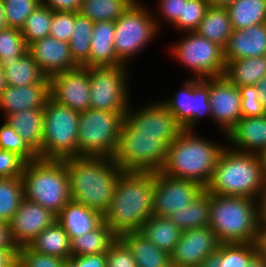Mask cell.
Masks as SVG:
<instances>
[{
  "label": "cell",
  "instance_id": "cell-24",
  "mask_svg": "<svg viewBox=\"0 0 266 267\" xmlns=\"http://www.w3.org/2000/svg\"><path fill=\"white\" fill-rule=\"evenodd\" d=\"M114 39L115 22L102 21L94 23L89 61L84 67L124 65L116 56Z\"/></svg>",
  "mask_w": 266,
  "mask_h": 267
},
{
  "label": "cell",
  "instance_id": "cell-50",
  "mask_svg": "<svg viewBox=\"0 0 266 267\" xmlns=\"http://www.w3.org/2000/svg\"><path fill=\"white\" fill-rule=\"evenodd\" d=\"M187 0H160L159 8L165 19L173 25L182 18L183 3Z\"/></svg>",
  "mask_w": 266,
  "mask_h": 267
},
{
  "label": "cell",
  "instance_id": "cell-26",
  "mask_svg": "<svg viewBox=\"0 0 266 267\" xmlns=\"http://www.w3.org/2000/svg\"><path fill=\"white\" fill-rule=\"evenodd\" d=\"M5 122L19 134L36 154L42 150L44 108H32L7 115Z\"/></svg>",
  "mask_w": 266,
  "mask_h": 267
},
{
  "label": "cell",
  "instance_id": "cell-51",
  "mask_svg": "<svg viewBox=\"0 0 266 267\" xmlns=\"http://www.w3.org/2000/svg\"><path fill=\"white\" fill-rule=\"evenodd\" d=\"M76 267H107V253L70 256Z\"/></svg>",
  "mask_w": 266,
  "mask_h": 267
},
{
  "label": "cell",
  "instance_id": "cell-35",
  "mask_svg": "<svg viewBox=\"0 0 266 267\" xmlns=\"http://www.w3.org/2000/svg\"><path fill=\"white\" fill-rule=\"evenodd\" d=\"M227 9L234 30L266 23V0H234Z\"/></svg>",
  "mask_w": 266,
  "mask_h": 267
},
{
  "label": "cell",
  "instance_id": "cell-33",
  "mask_svg": "<svg viewBox=\"0 0 266 267\" xmlns=\"http://www.w3.org/2000/svg\"><path fill=\"white\" fill-rule=\"evenodd\" d=\"M140 232L156 247L171 253L177 245L182 231L167 217L152 215Z\"/></svg>",
  "mask_w": 266,
  "mask_h": 267
},
{
  "label": "cell",
  "instance_id": "cell-11",
  "mask_svg": "<svg viewBox=\"0 0 266 267\" xmlns=\"http://www.w3.org/2000/svg\"><path fill=\"white\" fill-rule=\"evenodd\" d=\"M125 68H127L125 65L88 67L91 109L109 112L128 110V77Z\"/></svg>",
  "mask_w": 266,
  "mask_h": 267
},
{
  "label": "cell",
  "instance_id": "cell-47",
  "mask_svg": "<svg viewBox=\"0 0 266 267\" xmlns=\"http://www.w3.org/2000/svg\"><path fill=\"white\" fill-rule=\"evenodd\" d=\"M75 22V12L54 11L50 36L69 43Z\"/></svg>",
  "mask_w": 266,
  "mask_h": 267
},
{
  "label": "cell",
  "instance_id": "cell-5",
  "mask_svg": "<svg viewBox=\"0 0 266 267\" xmlns=\"http://www.w3.org/2000/svg\"><path fill=\"white\" fill-rule=\"evenodd\" d=\"M242 196L210 194L209 227L220 243H254L259 228V205Z\"/></svg>",
  "mask_w": 266,
  "mask_h": 267
},
{
  "label": "cell",
  "instance_id": "cell-42",
  "mask_svg": "<svg viewBox=\"0 0 266 267\" xmlns=\"http://www.w3.org/2000/svg\"><path fill=\"white\" fill-rule=\"evenodd\" d=\"M27 48L20 29L6 27L0 30V60H18Z\"/></svg>",
  "mask_w": 266,
  "mask_h": 267
},
{
  "label": "cell",
  "instance_id": "cell-28",
  "mask_svg": "<svg viewBox=\"0 0 266 267\" xmlns=\"http://www.w3.org/2000/svg\"><path fill=\"white\" fill-rule=\"evenodd\" d=\"M4 69L7 86H26L43 83L48 77L27 51L18 60H0Z\"/></svg>",
  "mask_w": 266,
  "mask_h": 267
},
{
  "label": "cell",
  "instance_id": "cell-56",
  "mask_svg": "<svg viewBox=\"0 0 266 267\" xmlns=\"http://www.w3.org/2000/svg\"><path fill=\"white\" fill-rule=\"evenodd\" d=\"M221 257H220V245L216 252L207 256L203 262L197 267H220Z\"/></svg>",
  "mask_w": 266,
  "mask_h": 267
},
{
  "label": "cell",
  "instance_id": "cell-7",
  "mask_svg": "<svg viewBox=\"0 0 266 267\" xmlns=\"http://www.w3.org/2000/svg\"><path fill=\"white\" fill-rule=\"evenodd\" d=\"M167 150L163 133L133 132L123 122L113 159L123 171L159 172Z\"/></svg>",
  "mask_w": 266,
  "mask_h": 267
},
{
  "label": "cell",
  "instance_id": "cell-41",
  "mask_svg": "<svg viewBox=\"0 0 266 267\" xmlns=\"http://www.w3.org/2000/svg\"><path fill=\"white\" fill-rule=\"evenodd\" d=\"M7 27L20 29L26 18L41 5V0H2Z\"/></svg>",
  "mask_w": 266,
  "mask_h": 267
},
{
  "label": "cell",
  "instance_id": "cell-59",
  "mask_svg": "<svg viewBox=\"0 0 266 267\" xmlns=\"http://www.w3.org/2000/svg\"><path fill=\"white\" fill-rule=\"evenodd\" d=\"M246 267H266V260L257 253Z\"/></svg>",
  "mask_w": 266,
  "mask_h": 267
},
{
  "label": "cell",
  "instance_id": "cell-21",
  "mask_svg": "<svg viewBox=\"0 0 266 267\" xmlns=\"http://www.w3.org/2000/svg\"><path fill=\"white\" fill-rule=\"evenodd\" d=\"M49 97V77L43 83L7 86L0 93V109L6 117L32 108H44Z\"/></svg>",
  "mask_w": 266,
  "mask_h": 267
},
{
  "label": "cell",
  "instance_id": "cell-13",
  "mask_svg": "<svg viewBox=\"0 0 266 267\" xmlns=\"http://www.w3.org/2000/svg\"><path fill=\"white\" fill-rule=\"evenodd\" d=\"M184 130H192L202 114L211 115L209 78L187 81L172 100L161 101Z\"/></svg>",
  "mask_w": 266,
  "mask_h": 267
},
{
  "label": "cell",
  "instance_id": "cell-9",
  "mask_svg": "<svg viewBox=\"0 0 266 267\" xmlns=\"http://www.w3.org/2000/svg\"><path fill=\"white\" fill-rule=\"evenodd\" d=\"M126 112L88 109L80 113L78 156L113 157Z\"/></svg>",
  "mask_w": 266,
  "mask_h": 267
},
{
  "label": "cell",
  "instance_id": "cell-27",
  "mask_svg": "<svg viewBox=\"0 0 266 267\" xmlns=\"http://www.w3.org/2000/svg\"><path fill=\"white\" fill-rule=\"evenodd\" d=\"M133 254L137 267H171L170 253L156 247L140 231L120 236Z\"/></svg>",
  "mask_w": 266,
  "mask_h": 267
},
{
  "label": "cell",
  "instance_id": "cell-3",
  "mask_svg": "<svg viewBox=\"0 0 266 267\" xmlns=\"http://www.w3.org/2000/svg\"><path fill=\"white\" fill-rule=\"evenodd\" d=\"M193 130H182L167 150L161 173L191 180L206 188L225 147L193 135Z\"/></svg>",
  "mask_w": 266,
  "mask_h": 267
},
{
  "label": "cell",
  "instance_id": "cell-16",
  "mask_svg": "<svg viewBox=\"0 0 266 267\" xmlns=\"http://www.w3.org/2000/svg\"><path fill=\"white\" fill-rule=\"evenodd\" d=\"M220 242L209 226L182 231L180 239L170 253L175 267H197L210 254L217 251Z\"/></svg>",
  "mask_w": 266,
  "mask_h": 267
},
{
  "label": "cell",
  "instance_id": "cell-1",
  "mask_svg": "<svg viewBox=\"0 0 266 267\" xmlns=\"http://www.w3.org/2000/svg\"><path fill=\"white\" fill-rule=\"evenodd\" d=\"M153 172L123 171L119 176L104 223L119 237L140 231L153 215Z\"/></svg>",
  "mask_w": 266,
  "mask_h": 267
},
{
  "label": "cell",
  "instance_id": "cell-54",
  "mask_svg": "<svg viewBox=\"0 0 266 267\" xmlns=\"http://www.w3.org/2000/svg\"><path fill=\"white\" fill-rule=\"evenodd\" d=\"M255 244L257 253L266 260V223H259Z\"/></svg>",
  "mask_w": 266,
  "mask_h": 267
},
{
  "label": "cell",
  "instance_id": "cell-55",
  "mask_svg": "<svg viewBox=\"0 0 266 267\" xmlns=\"http://www.w3.org/2000/svg\"><path fill=\"white\" fill-rule=\"evenodd\" d=\"M0 248H17L11 240L9 223L0 220Z\"/></svg>",
  "mask_w": 266,
  "mask_h": 267
},
{
  "label": "cell",
  "instance_id": "cell-38",
  "mask_svg": "<svg viewBox=\"0 0 266 267\" xmlns=\"http://www.w3.org/2000/svg\"><path fill=\"white\" fill-rule=\"evenodd\" d=\"M24 198L21 178H0V220L9 223Z\"/></svg>",
  "mask_w": 266,
  "mask_h": 267
},
{
  "label": "cell",
  "instance_id": "cell-20",
  "mask_svg": "<svg viewBox=\"0 0 266 267\" xmlns=\"http://www.w3.org/2000/svg\"><path fill=\"white\" fill-rule=\"evenodd\" d=\"M27 51L47 77L78 67L71 57L69 43L52 36L30 43Z\"/></svg>",
  "mask_w": 266,
  "mask_h": 267
},
{
  "label": "cell",
  "instance_id": "cell-49",
  "mask_svg": "<svg viewBox=\"0 0 266 267\" xmlns=\"http://www.w3.org/2000/svg\"><path fill=\"white\" fill-rule=\"evenodd\" d=\"M26 163L18 154L0 149V178H21Z\"/></svg>",
  "mask_w": 266,
  "mask_h": 267
},
{
  "label": "cell",
  "instance_id": "cell-45",
  "mask_svg": "<svg viewBox=\"0 0 266 267\" xmlns=\"http://www.w3.org/2000/svg\"><path fill=\"white\" fill-rule=\"evenodd\" d=\"M64 261L60 257L35 252L28 246L17 249V267H61Z\"/></svg>",
  "mask_w": 266,
  "mask_h": 267
},
{
  "label": "cell",
  "instance_id": "cell-32",
  "mask_svg": "<svg viewBox=\"0 0 266 267\" xmlns=\"http://www.w3.org/2000/svg\"><path fill=\"white\" fill-rule=\"evenodd\" d=\"M181 231L209 226L210 193L205 189L188 207L167 216Z\"/></svg>",
  "mask_w": 266,
  "mask_h": 267
},
{
  "label": "cell",
  "instance_id": "cell-4",
  "mask_svg": "<svg viewBox=\"0 0 266 267\" xmlns=\"http://www.w3.org/2000/svg\"><path fill=\"white\" fill-rule=\"evenodd\" d=\"M264 183L259 155L225 148L205 189L210 194L257 199V196L261 195Z\"/></svg>",
  "mask_w": 266,
  "mask_h": 267
},
{
  "label": "cell",
  "instance_id": "cell-14",
  "mask_svg": "<svg viewBox=\"0 0 266 267\" xmlns=\"http://www.w3.org/2000/svg\"><path fill=\"white\" fill-rule=\"evenodd\" d=\"M153 208L155 216H169L188 207L205 188L191 180L176 179L163 173L153 172Z\"/></svg>",
  "mask_w": 266,
  "mask_h": 267
},
{
  "label": "cell",
  "instance_id": "cell-8",
  "mask_svg": "<svg viewBox=\"0 0 266 267\" xmlns=\"http://www.w3.org/2000/svg\"><path fill=\"white\" fill-rule=\"evenodd\" d=\"M80 113L50 97L44 107L42 159H65L78 156Z\"/></svg>",
  "mask_w": 266,
  "mask_h": 267
},
{
  "label": "cell",
  "instance_id": "cell-12",
  "mask_svg": "<svg viewBox=\"0 0 266 267\" xmlns=\"http://www.w3.org/2000/svg\"><path fill=\"white\" fill-rule=\"evenodd\" d=\"M188 34L171 49L175 58L190 67L197 78L222 77L226 66L224 49L196 32Z\"/></svg>",
  "mask_w": 266,
  "mask_h": 267
},
{
  "label": "cell",
  "instance_id": "cell-15",
  "mask_svg": "<svg viewBox=\"0 0 266 267\" xmlns=\"http://www.w3.org/2000/svg\"><path fill=\"white\" fill-rule=\"evenodd\" d=\"M90 90L88 67L78 66L49 77L50 98L79 113L90 109Z\"/></svg>",
  "mask_w": 266,
  "mask_h": 267
},
{
  "label": "cell",
  "instance_id": "cell-46",
  "mask_svg": "<svg viewBox=\"0 0 266 267\" xmlns=\"http://www.w3.org/2000/svg\"><path fill=\"white\" fill-rule=\"evenodd\" d=\"M241 95L242 117H261L266 115L262 103L259 100V93L256 86L248 85L239 87Z\"/></svg>",
  "mask_w": 266,
  "mask_h": 267
},
{
  "label": "cell",
  "instance_id": "cell-62",
  "mask_svg": "<svg viewBox=\"0 0 266 267\" xmlns=\"http://www.w3.org/2000/svg\"><path fill=\"white\" fill-rule=\"evenodd\" d=\"M7 87L4 69L0 65V93Z\"/></svg>",
  "mask_w": 266,
  "mask_h": 267
},
{
  "label": "cell",
  "instance_id": "cell-60",
  "mask_svg": "<svg viewBox=\"0 0 266 267\" xmlns=\"http://www.w3.org/2000/svg\"><path fill=\"white\" fill-rule=\"evenodd\" d=\"M211 7L227 8L234 0H207Z\"/></svg>",
  "mask_w": 266,
  "mask_h": 267
},
{
  "label": "cell",
  "instance_id": "cell-2",
  "mask_svg": "<svg viewBox=\"0 0 266 267\" xmlns=\"http://www.w3.org/2000/svg\"><path fill=\"white\" fill-rule=\"evenodd\" d=\"M71 200L104 215L110 207L115 184L123 172L113 157L75 156L64 159Z\"/></svg>",
  "mask_w": 266,
  "mask_h": 267
},
{
  "label": "cell",
  "instance_id": "cell-17",
  "mask_svg": "<svg viewBox=\"0 0 266 267\" xmlns=\"http://www.w3.org/2000/svg\"><path fill=\"white\" fill-rule=\"evenodd\" d=\"M56 220L57 217L52 211L24 198L9 222L11 240L17 249L28 246L37 235Z\"/></svg>",
  "mask_w": 266,
  "mask_h": 267
},
{
  "label": "cell",
  "instance_id": "cell-36",
  "mask_svg": "<svg viewBox=\"0 0 266 267\" xmlns=\"http://www.w3.org/2000/svg\"><path fill=\"white\" fill-rule=\"evenodd\" d=\"M93 27V21L80 12H75L69 47L71 57L78 66H84L89 61Z\"/></svg>",
  "mask_w": 266,
  "mask_h": 267
},
{
  "label": "cell",
  "instance_id": "cell-52",
  "mask_svg": "<svg viewBox=\"0 0 266 267\" xmlns=\"http://www.w3.org/2000/svg\"><path fill=\"white\" fill-rule=\"evenodd\" d=\"M82 0H41L52 11L79 12Z\"/></svg>",
  "mask_w": 266,
  "mask_h": 267
},
{
  "label": "cell",
  "instance_id": "cell-43",
  "mask_svg": "<svg viewBox=\"0 0 266 267\" xmlns=\"http://www.w3.org/2000/svg\"><path fill=\"white\" fill-rule=\"evenodd\" d=\"M0 149L18 154L26 162L38 158L37 154L7 122H4L0 127Z\"/></svg>",
  "mask_w": 266,
  "mask_h": 267
},
{
  "label": "cell",
  "instance_id": "cell-29",
  "mask_svg": "<svg viewBox=\"0 0 266 267\" xmlns=\"http://www.w3.org/2000/svg\"><path fill=\"white\" fill-rule=\"evenodd\" d=\"M223 76L237 87L255 86L266 76V55L226 61Z\"/></svg>",
  "mask_w": 266,
  "mask_h": 267
},
{
  "label": "cell",
  "instance_id": "cell-31",
  "mask_svg": "<svg viewBox=\"0 0 266 267\" xmlns=\"http://www.w3.org/2000/svg\"><path fill=\"white\" fill-rule=\"evenodd\" d=\"M233 30L228 9L210 6L195 32L224 49Z\"/></svg>",
  "mask_w": 266,
  "mask_h": 267
},
{
  "label": "cell",
  "instance_id": "cell-57",
  "mask_svg": "<svg viewBox=\"0 0 266 267\" xmlns=\"http://www.w3.org/2000/svg\"><path fill=\"white\" fill-rule=\"evenodd\" d=\"M259 204V219L260 223H266V182L264 183V187L261 191Z\"/></svg>",
  "mask_w": 266,
  "mask_h": 267
},
{
  "label": "cell",
  "instance_id": "cell-39",
  "mask_svg": "<svg viewBox=\"0 0 266 267\" xmlns=\"http://www.w3.org/2000/svg\"><path fill=\"white\" fill-rule=\"evenodd\" d=\"M53 12L49 7L41 4L26 18L21 33L27 46L36 40L50 36Z\"/></svg>",
  "mask_w": 266,
  "mask_h": 267
},
{
  "label": "cell",
  "instance_id": "cell-6",
  "mask_svg": "<svg viewBox=\"0 0 266 267\" xmlns=\"http://www.w3.org/2000/svg\"><path fill=\"white\" fill-rule=\"evenodd\" d=\"M21 179L24 197L55 215L71 200L64 159L37 158L27 162Z\"/></svg>",
  "mask_w": 266,
  "mask_h": 267
},
{
  "label": "cell",
  "instance_id": "cell-48",
  "mask_svg": "<svg viewBox=\"0 0 266 267\" xmlns=\"http://www.w3.org/2000/svg\"><path fill=\"white\" fill-rule=\"evenodd\" d=\"M107 267H137L131 250L120 237L107 251Z\"/></svg>",
  "mask_w": 266,
  "mask_h": 267
},
{
  "label": "cell",
  "instance_id": "cell-23",
  "mask_svg": "<svg viewBox=\"0 0 266 267\" xmlns=\"http://www.w3.org/2000/svg\"><path fill=\"white\" fill-rule=\"evenodd\" d=\"M225 135L233 150L260 155L266 149V115L242 117Z\"/></svg>",
  "mask_w": 266,
  "mask_h": 267
},
{
  "label": "cell",
  "instance_id": "cell-19",
  "mask_svg": "<svg viewBox=\"0 0 266 267\" xmlns=\"http://www.w3.org/2000/svg\"><path fill=\"white\" fill-rule=\"evenodd\" d=\"M209 80L211 117L227 134L242 118L240 90L224 76L209 78Z\"/></svg>",
  "mask_w": 266,
  "mask_h": 267
},
{
  "label": "cell",
  "instance_id": "cell-61",
  "mask_svg": "<svg viewBox=\"0 0 266 267\" xmlns=\"http://www.w3.org/2000/svg\"><path fill=\"white\" fill-rule=\"evenodd\" d=\"M6 23H5V12H4V7L2 0H0V30L6 28Z\"/></svg>",
  "mask_w": 266,
  "mask_h": 267
},
{
  "label": "cell",
  "instance_id": "cell-22",
  "mask_svg": "<svg viewBox=\"0 0 266 267\" xmlns=\"http://www.w3.org/2000/svg\"><path fill=\"white\" fill-rule=\"evenodd\" d=\"M266 55V23L233 30L224 48L225 61Z\"/></svg>",
  "mask_w": 266,
  "mask_h": 267
},
{
  "label": "cell",
  "instance_id": "cell-40",
  "mask_svg": "<svg viewBox=\"0 0 266 267\" xmlns=\"http://www.w3.org/2000/svg\"><path fill=\"white\" fill-rule=\"evenodd\" d=\"M257 254L254 243H220V267H246Z\"/></svg>",
  "mask_w": 266,
  "mask_h": 267
},
{
  "label": "cell",
  "instance_id": "cell-25",
  "mask_svg": "<svg viewBox=\"0 0 266 267\" xmlns=\"http://www.w3.org/2000/svg\"><path fill=\"white\" fill-rule=\"evenodd\" d=\"M56 217L70 239L95 230L104 221L100 212L73 200H70Z\"/></svg>",
  "mask_w": 266,
  "mask_h": 267
},
{
  "label": "cell",
  "instance_id": "cell-44",
  "mask_svg": "<svg viewBox=\"0 0 266 267\" xmlns=\"http://www.w3.org/2000/svg\"><path fill=\"white\" fill-rule=\"evenodd\" d=\"M209 7L207 0H187L183 3L182 18L174 24V27L185 32H195Z\"/></svg>",
  "mask_w": 266,
  "mask_h": 267
},
{
  "label": "cell",
  "instance_id": "cell-53",
  "mask_svg": "<svg viewBox=\"0 0 266 267\" xmlns=\"http://www.w3.org/2000/svg\"><path fill=\"white\" fill-rule=\"evenodd\" d=\"M0 267H17V248H0Z\"/></svg>",
  "mask_w": 266,
  "mask_h": 267
},
{
  "label": "cell",
  "instance_id": "cell-37",
  "mask_svg": "<svg viewBox=\"0 0 266 267\" xmlns=\"http://www.w3.org/2000/svg\"><path fill=\"white\" fill-rule=\"evenodd\" d=\"M136 0H82L80 13L94 23L118 20Z\"/></svg>",
  "mask_w": 266,
  "mask_h": 267
},
{
  "label": "cell",
  "instance_id": "cell-63",
  "mask_svg": "<svg viewBox=\"0 0 266 267\" xmlns=\"http://www.w3.org/2000/svg\"><path fill=\"white\" fill-rule=\"evenodd\" d=\"M261 159L264 180L266 182V149L259 155Z\"/></svg>",
  "mask_w": 266,
  "mask_h": 267
},
{
  "label": "cell",
  "instance_id": "cell-34",
  "mask_svg": "<svg viewBox=\"0 0 266 267\" xmlns=\"http://www.w3.org/2000/svg\"><path fill=\"white\" fill-rule=\"evenodd\" d=\"M119 236L104 221L90 232L71 238V256L107 253Z\"/></svg>",
  "mask_w": 266,
  "mask_h": 267
},
{
  "label": "cell",
  "instance_id": "cell-58",
  "mask_svg": "<svg viewBox=\"0 0 266 267\" xmlns=\"http://www.w3.org/2000/svg\"><path fill=\"white\" fill-rule=\"evenodd\" d=\"M259 93V100L262 103L264 109L266 110V76H264L258 83L255 85Z\"/></svg>",
  "mask_w": 266,
  "mask_h": 267
},
{
  "label": "cell",
  "instance_id": "cell-10",
  "mask_svg": "<svg viewBox=\"0 0 266 267\" xmlns=\"http://www.w3.org/2000/svg\"><path fill=\"white\" fill-rule=\"evenodd\" d=\"M158 22L137 1L115 21L114 48L124 64L158 32ZM150 40V41H149Z\"/></svg>",
  "mask_w": 266,
  "mask_h": 267
},
{
  "label": "cell",
  "instance_id": "cell-64",
  "mask_svg": "<svg viewBox=\"0 0 266 267\" xmlns=\"http://www.w3.org/2000/svg\"><path fill=\"white\" fill-rule=\"evenodd\" d=\"M61 267H76L70 260H65Z\"/></svg>",
  "mask_w": 266,
  "mask_h": 267
},
{
  "label": "cell",
  "instance_id": "cell-18",
  "mask_svg": "<svg viewBox=\"0 0 266 267\" xmlns=\"http://www.w3.org/2000/svg\"><path fill=\"white\" fill-rule=\"evenodd\" d=\"M155 103L132 114L128 109L123 122L133 132L163 133V141L169 146L183 129L162 102Z\"/></svg>",
  "mask_w": 266,
  "mask_h": 267
},
{
  "label": "cell",
  "instance_id": "cell-30",
  "mask_svg": "<svg viewBox=\"0 0 266 267\" xmlns=\"http://www.w3.org/2000/svg\"><path fill=\"white\" fill-rule=\"evenodd\" d=\"M69 235L65 232L57 220L28 245L35 252L60 257L69 260L71 256V242Z\"/></svg>",
  "mask_w": 266,
  "mask_h": 267
}]
</instances>
